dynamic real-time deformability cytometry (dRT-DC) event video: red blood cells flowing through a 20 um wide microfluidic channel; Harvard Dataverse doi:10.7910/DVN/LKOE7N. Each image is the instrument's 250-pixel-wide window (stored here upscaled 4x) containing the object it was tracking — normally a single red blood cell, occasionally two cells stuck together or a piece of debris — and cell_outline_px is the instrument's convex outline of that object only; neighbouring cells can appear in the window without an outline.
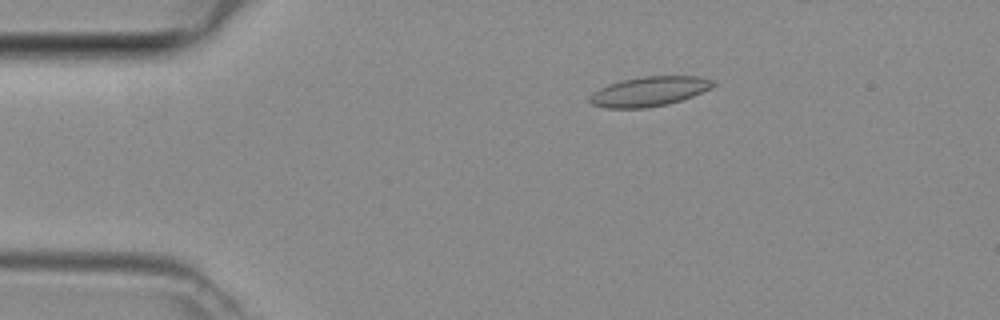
{"species": "common noctule bat (a hibernating species)", "species_latin": "Nyctalus noctula", "temperature_condition": "room temperature", "stored_images_in_passage": 4, "segment_of_instrument_passage": [1, 2], "camera_frame_rate_fps": 3000, "um_per_image_px": 0.085, "animal": {"sex": "female", "body_mass_g": 29.2, "forearm_length_mm": 56.3}, "frame": {"image": 1, "passage_image": 2, "time_ms": 0.333, "image_size_px": [1000, 320], "cell_outline_px": [[716, 84], [712, 88], [692, 96], [668, 104], [644, 108], [604, 108], [592, 104], [588, 100], [588, 96], [600, 88], [608, 84], [624, 80], [644, 76], [700, 76], [716, 80]], "centroid_in_image_um": [55.21, 7.77], "position_along_channel_um": 29.8, "area_um2": 21.39}}